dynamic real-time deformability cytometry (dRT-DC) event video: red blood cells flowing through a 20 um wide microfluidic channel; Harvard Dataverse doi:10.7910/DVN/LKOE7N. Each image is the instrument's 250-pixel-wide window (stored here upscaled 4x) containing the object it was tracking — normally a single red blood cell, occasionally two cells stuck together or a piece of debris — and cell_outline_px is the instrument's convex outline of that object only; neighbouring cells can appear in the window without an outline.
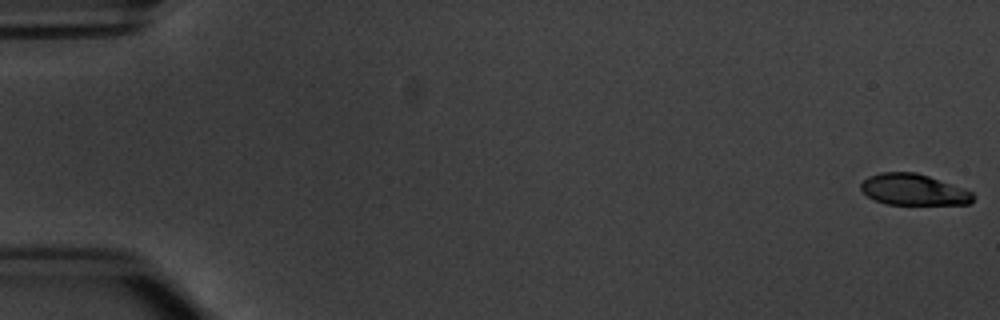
{"species": "common noctule bat (a hibernating species)", "species_latin": "Nyctalus noctula", "temperature_condition": "warm", "stored_images_in_passage": 54, "camera_frame_rate_fps": 3000, "um_per_image_px": 0.085, "animal": {"sex": "male", "body_mass_g": 20.1, "forearm_length_mm": 53.5}, "frame": {"image": 1, "passage_image": 1, "time_ms": 0.0, "image_size_px": [1000, 320], "cell_outline_px": [[976, 196], [968, 204], [888, 204], [876, 200], [868, 196], [860, 188], [860, 184], [868, 176], [880, 172], [916, 172], [964, 188], [972, 192]], "centroid_in_image_um": [77.65, 16.11], "position_along_channel_um": 7.3, "area_um2": 20.29}}
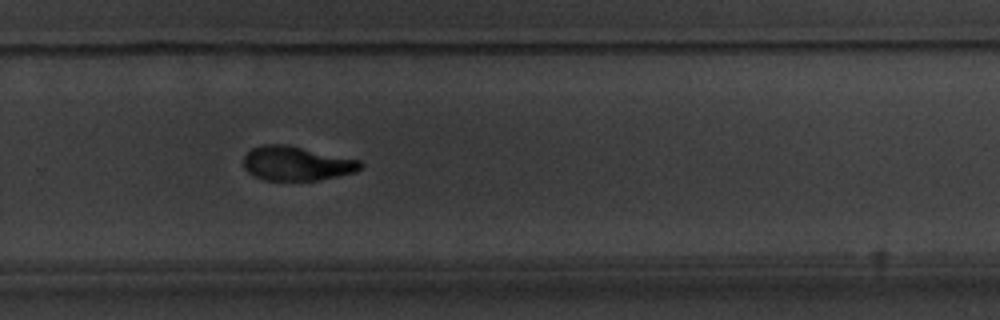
{"frame": {"image": 2, "passage_image": 37, "time_ms": 12.0, "image_size_px": [1000, 320], "cell_outline_px": [[364, 164], [356, 172], [316, 180], [264, 180], [252, 176], [244, 168], [244, 156], [252, 148], [264, 144], [284, 144], [360, 160]], "centroid_in_image_um": [25.18, 13.9], "position_along_channel_um": 304.6, "area_um2": 23.18}}
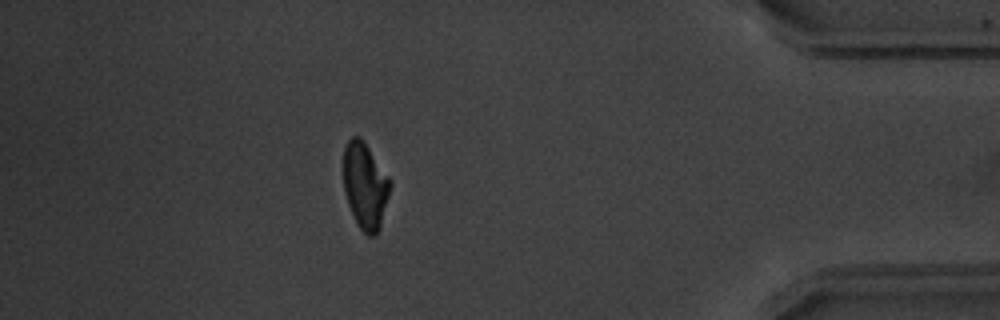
{"frame": {"image": 3, "passage_image": 48, "time_ms": 15.667, "image_size_px": [1000, 320], "cell_outline_px": [[392, 184], [380, 228], [372, 236], [368, 236], [356, 224], [348, 204], [344, 192], [344, 148], [348, 140], [352, 136], [360, 136], [364, 140], [392, 180]], "centroid_in_image_um": [31.05, 15.76], "position_along_channel_um": 404.1, "area_um2": 23.76}}